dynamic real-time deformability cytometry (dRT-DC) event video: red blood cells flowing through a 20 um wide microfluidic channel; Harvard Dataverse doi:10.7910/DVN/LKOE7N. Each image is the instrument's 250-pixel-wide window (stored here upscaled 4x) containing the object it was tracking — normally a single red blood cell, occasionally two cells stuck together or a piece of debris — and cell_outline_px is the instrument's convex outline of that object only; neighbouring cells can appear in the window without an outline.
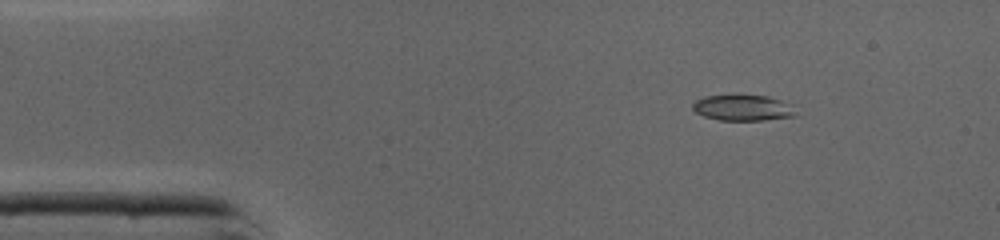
{"species": "common noctule bat (a hibernating species)", "species_latin": "Nyctalus noctula", "temperature_condition": "cold", "stored_images_in_passage": 40, "camera_frame_rate_fps": 3000, "um_per_image_px": 0.085, "animal": {"sex": "male", "body_mass_g": 19.0, "forearm_length_mm": 50.8}, "frame": {"image": 1, "passage_image": 1, "time_ms": 0.0, "image_size_px": [1000, 240], "cell_outline_px": [[796, 116], [764, 120], [720, 120], [704, 116], [696, 112], [692, 108], [692, 104], [696, 100], [704, 96], [736, 92], [740, 92], [768, 96], [792, 104], [796, 112]], "centroid_in_image_um": [63.14, 9.11], "position_along_channel_um": 21.9, "area_um2": 16.36}}
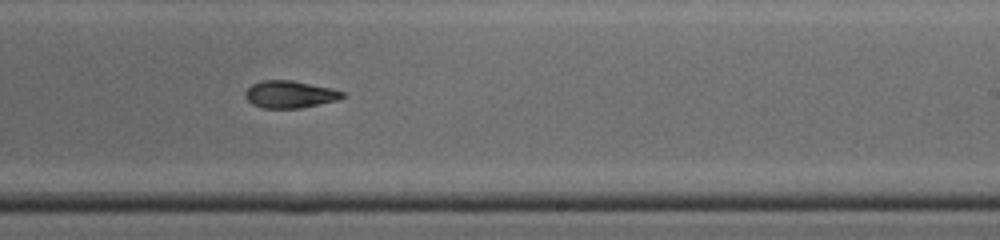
{"frame": {"image": 2, "passage_image": 22, "time_ms": 7.0, "image_size_px": [1000, 240], "cell_outline_px": [[344, 96], [336, 100], [320, 104], [300, 108], [260, 108], [252, 104], [244, 96], [244, 92], [252, 84], [260, 80], [292, 80], [332, 88], [344, 92]], "centroid_in_image_um": [24.6, 8.01], "position_along_channel_um": 264.4, "area_um2": 15.49}}
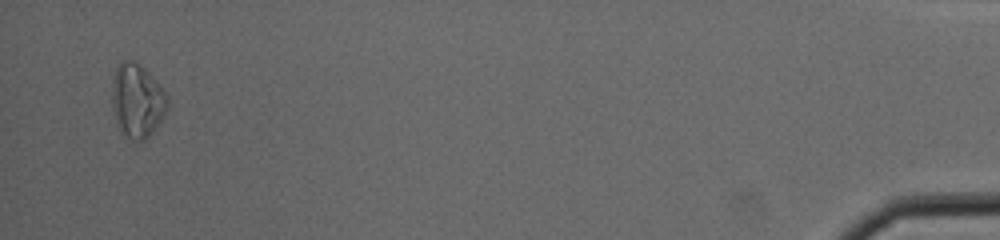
{"frame": {"image": 3, "passage_image": 39, "time_ms": 12.667, "image_size_px": [1000, 240], "cell_outline_px": [[168, 108], [164, 116], [148, 136], [144, 140], [132, 140], [116, 124], [112, 104], [112, 80], [116, 64], [120, 60], [136, 60], [152, 76], [168, 96]], "centroid_in_image_um": [11.64, 8.49], "position_along_channel_um": 423.6, "area_um2": 23.87}, "authors_computed_cell_mechanics": {"area_um2": 16.3574, "velocity_mm_per_s": 4.3932, "shape_relaxation_time_tau1_ms": 2.9347, "shape_relaxation_time_tau2_ms": null, "deformation_change_tau1": 0.1242, "deformation_change_tau2": null}}